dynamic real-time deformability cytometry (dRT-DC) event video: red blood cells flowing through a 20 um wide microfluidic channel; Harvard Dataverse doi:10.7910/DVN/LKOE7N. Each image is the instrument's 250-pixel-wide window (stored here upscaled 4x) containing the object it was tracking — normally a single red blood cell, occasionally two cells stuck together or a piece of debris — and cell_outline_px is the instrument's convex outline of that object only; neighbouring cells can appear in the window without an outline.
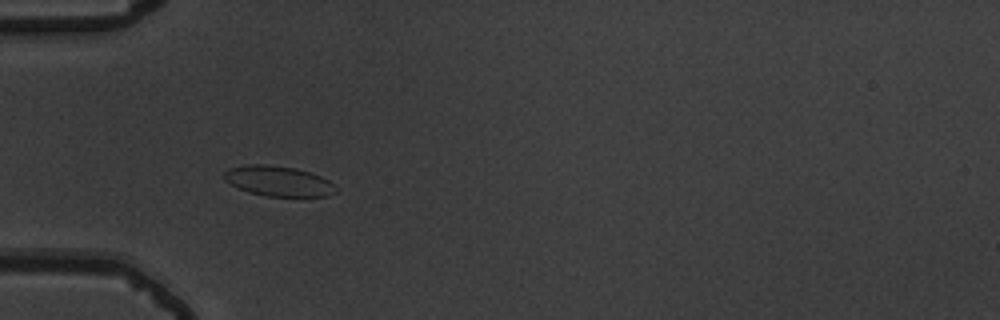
{"species": "common noctule bat (a hibernating species)", "species_latin": "Nyctalus noctula", "temperature_condition": "warm", "stored_images_in_passage": 38, "camera_frame_rate_fps": 3000, "um_per_image_px": 0.085, "animal": {"sex": "male", "body_mass_g": 19.5, "forearm_length_mm": 54.6}, "frame": {"image": 1, "passage_image": 1, "time_ms": 0.0, "image_size_px": [1000, 320], "cell_outline_px": [[336, 192], [328, 196], [264, 196], [248, 192], [224, 180], [224, 172], [228, 168], [248, 164], [264, 164], [296, 168], [320, 176], [328, 180], [336, 188]], "centroid_in_image_um": [23.64, 15.39], "position_along_channel_um": 61.4, "area_um2": 19.54}}
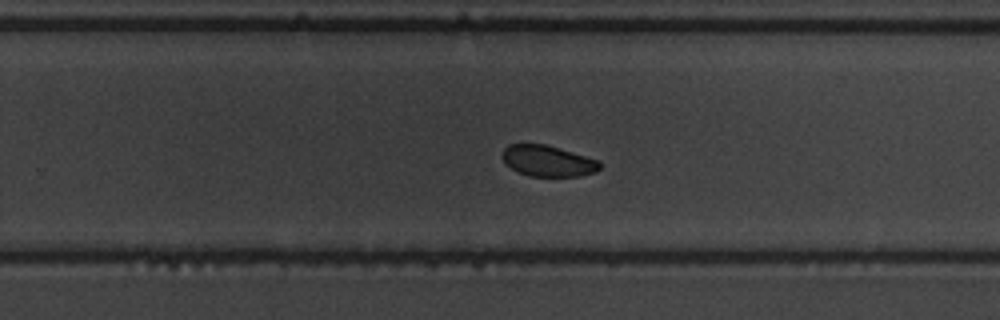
{"frame": {"image": 2, "passage_image": 19, "time_ms": 6.0, "image_size_px": [1000, 320], "cell_outline_px": [[600, 168], [596, 172], [580, 176], [528, 176], [516, 172], [504, 160], [504, 148], [508, 144], [544, 144], [560, 148], [596, 160], [600, 164]], "centroid_in_image_um": [46.56, 13.69], "position_along_channel_um": 283.2, "area_um2": 17.34}}
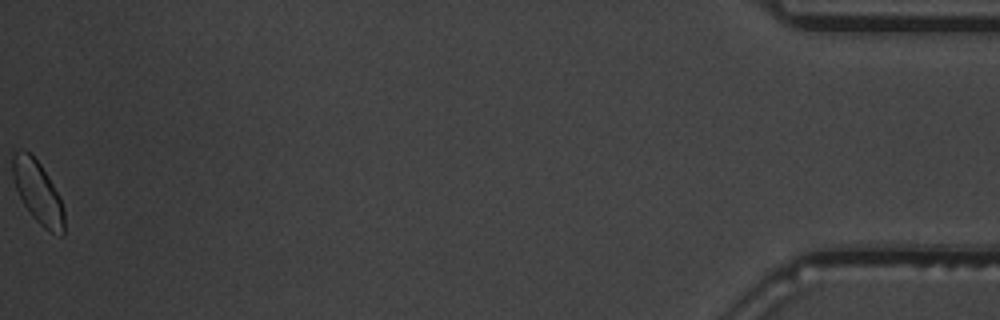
{"frame": {"image": 3, "passage_image": 38, "time_ms": 12.333, "image_size_px": [1000, 320], "cell_outline_px": [[64, 236], [60, 236], [48, 232], [32, 216], [24, 204], [16, 188], [12, 176], [12, 156], [20, 148], [28, 152], [40, 164], [48, 176], [60, 196], [64, 208]], "centroid_in_image_um": [3.24, 16.37], "position_along_channel_um": 432.0, "area_um2": 18.79}, "authors_computed_cell_mechanics": {"area_um2": 18.785, "velocity_mm_per_s": 3.7813, "shape_relaxation_time_tau1_ms": 1.7367, "shape_relaxation_time_tau2_ms": null, "deformation_change_tau1": 0.0634, "deformation_change_tau2": null}}